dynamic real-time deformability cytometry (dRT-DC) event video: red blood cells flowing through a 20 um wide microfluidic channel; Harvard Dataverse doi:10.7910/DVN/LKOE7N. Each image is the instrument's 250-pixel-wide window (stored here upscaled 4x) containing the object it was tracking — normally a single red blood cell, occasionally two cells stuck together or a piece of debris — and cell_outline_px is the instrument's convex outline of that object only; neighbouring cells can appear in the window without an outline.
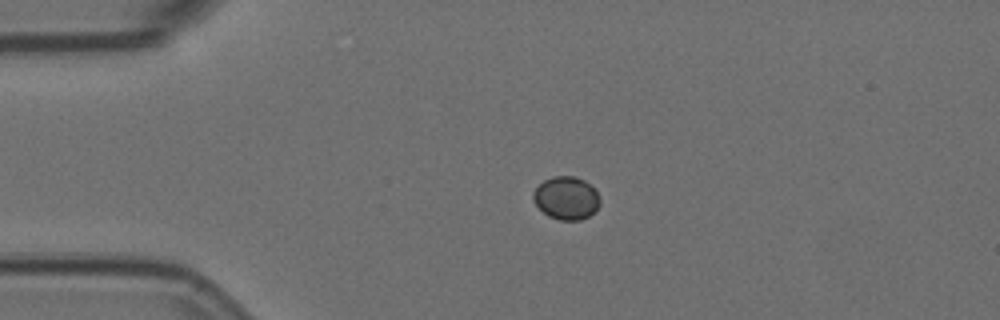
{"species": "Egyptian fruit bat (a non-hibernating species)", "species_latin": "Rousettus aegyptiacus", "temperature_condition": "room temperature", "stored_images_in_passage": 2, "camera_frame_rate_fps": 3000, "um_per_image_px": 0.085, "animal": {"sex": "female"}, "frame": {"image": 1, "passage_image": 1, "time_ms": 0.0, "image_size_px": [1000, 320], "cell_outline_px": [[600, 204], [588, 216], [580, 220], [560, 220], [548, 216], [532, 200], [532, 192], [544, 180], [552, 176], [576, 176], [584, 180], [600, 196]], "centroid_in_image_um": [48.11, 16.82], "position_along_channel_um": 36.9, "area_um2": 16.59}}